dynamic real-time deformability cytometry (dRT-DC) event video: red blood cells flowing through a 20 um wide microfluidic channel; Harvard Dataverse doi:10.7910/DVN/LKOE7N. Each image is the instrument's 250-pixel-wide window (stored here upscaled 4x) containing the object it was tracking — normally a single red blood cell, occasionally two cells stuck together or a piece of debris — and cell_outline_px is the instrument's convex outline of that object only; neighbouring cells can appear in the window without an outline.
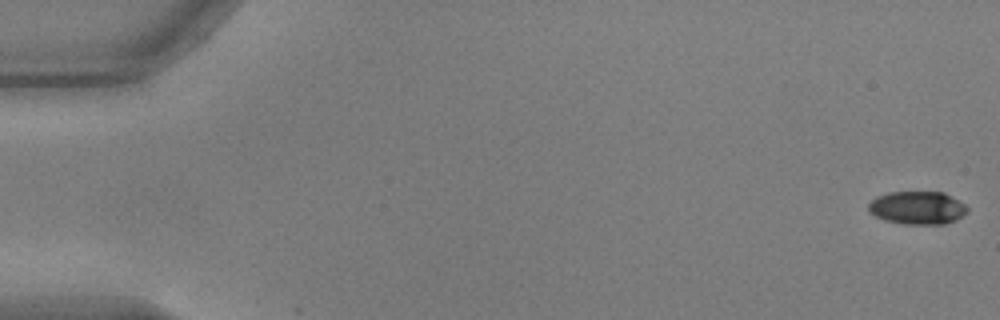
{"species": "common noctule bat (a hibernating species)", "species_latin": "Nyctalus noctula", "temperature_condition": "warm", "stored_images_in_passage": 2, "camera_frame_rate_fps": 3000, "um_per_image_px": 0.085, "animal": {"sex": "male", "body_mass_g": 17.9, "forearm_length_mm": 54.2}, "frame": {"image": 1, "passage_image": 1, "time_ms": 0.0, "image_size_px": [1000, 320], "cell_outline_px": [[968, 212], [956, 220], [944, 224], [904, 224], [884, 220], [868, 212], [868, 204], [876, 196], [888, 192], [944, 192], [964, 204], [968, 208]], "centroid_in_image_um": [77.97, 17.66], "position_along_channel_um": 7.0, "area_um2": 19.13}}